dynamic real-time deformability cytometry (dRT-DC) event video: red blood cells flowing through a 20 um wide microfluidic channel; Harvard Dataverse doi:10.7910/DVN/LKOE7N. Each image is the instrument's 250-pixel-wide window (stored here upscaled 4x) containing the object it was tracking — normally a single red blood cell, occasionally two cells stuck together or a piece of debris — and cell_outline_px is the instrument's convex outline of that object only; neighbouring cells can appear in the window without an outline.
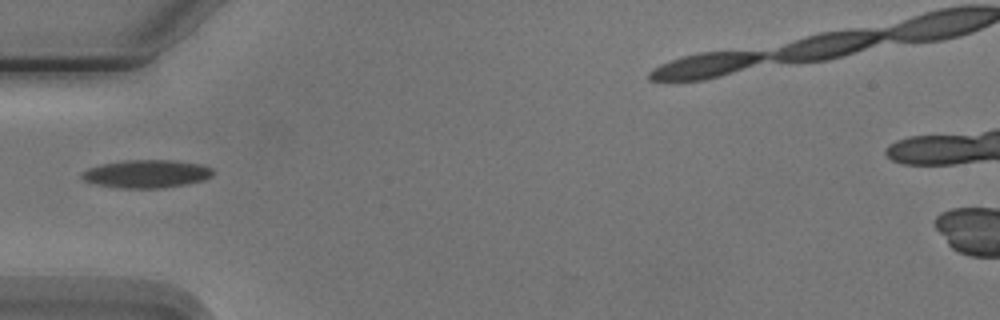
{"species": "Egyptian fruit bat (a non-hibernating species)", "species_latin": "Rousettus aegyptiacus", "temperature_condition": "cold", "stored_images_in_passage": 6, "camera_frame_rate_fps": 3000, "um_per_image_px": 0.085, "animal": {"sex": "male"}, "frame": {"image": 1, "passage_image": 6, "time_ms": 5.667, "image_size_px": [1000, 320], "cell_outline_px": [[212, 176], [204, 180], [188, 184], [160, 188], [120, 188], [96, 184], [84, 180], [80, 176], [88, 168], [100, 164], [124, 160], [172, 160], [200, 164], [212, 168]], "centroid_in_image_um": [12.46, 14.77], "position_along_channel_um": 72.5, "area_um2": 21.39}}